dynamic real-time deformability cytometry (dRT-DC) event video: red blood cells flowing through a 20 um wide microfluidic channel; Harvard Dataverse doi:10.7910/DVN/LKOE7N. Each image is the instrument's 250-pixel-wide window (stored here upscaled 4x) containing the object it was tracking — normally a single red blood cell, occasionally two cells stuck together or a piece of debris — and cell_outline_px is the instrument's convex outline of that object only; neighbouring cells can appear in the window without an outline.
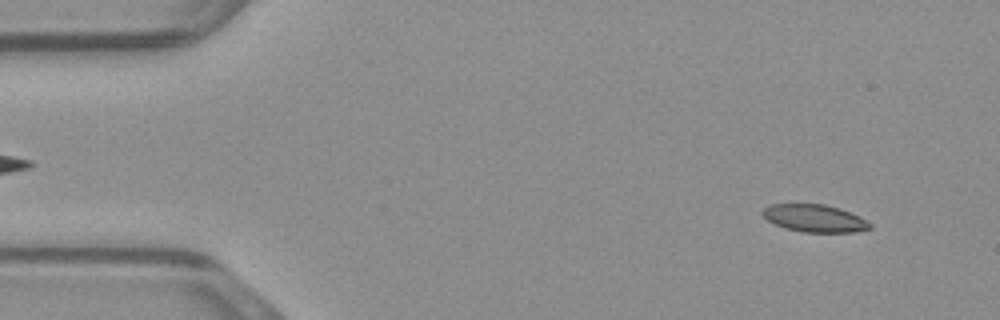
{"species": "common noctule bat (a hibernating species)", "species_latin": "Nyctalus noctula", "temperature_condition": "warm", "stored_images_in_passage": 48, "camera_frame_rate_fps": 3000, "um_per_image_px": 0.085, "animal": {"sex": "male", "body_mass_g": 23.1, "forearm_length_mm": 52.7}, "frame": {"image": 1, "passage_image": 4, "time_ms": 1.0, "image_size_px": [1000, 320], "cell_outline_px": [[872, 228], [856, 232], [804, 232], [784, 228], [768, 220], [760, 212], [764, 208], [772, 204], [824, 204], [840, 208], [860, 216], [872, 224]], "centroid_in_image_um": [69.27, 18.55], "position_along_channel_um": 15.7, "area_um2": 17.22}}
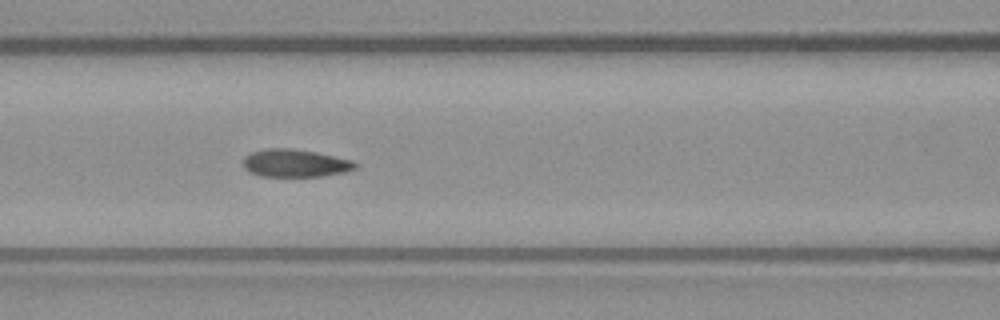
{"frame": {"image": 2, "passage_image": 20, "time_ms": 6.333, "image_size_px": [1000, 320], "cell_outline_px": [[356, 168], [344, 172], [320, 176], [260, 176], [248, 172], [244, 168], [244, 156], [252, 152], [264, 148], [292, 148], [316, 152], [352, 160], [356, 164]], "centroid_in_image_um": [25.04, 13.86], "position_along_channel_um": 141.6, "area_um2": 18.09}}
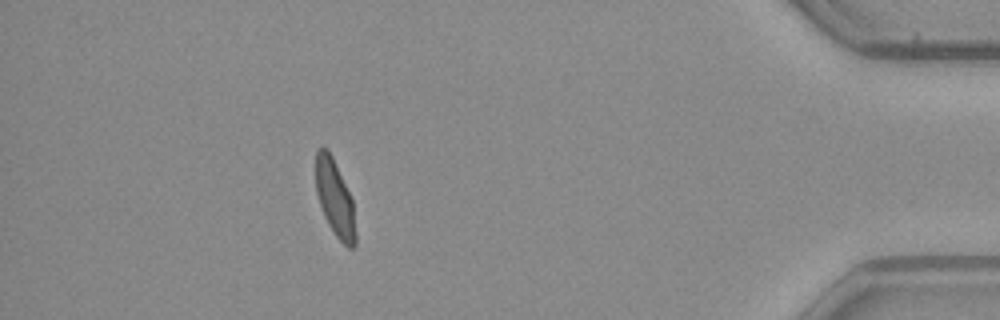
{"frame": {"image": 3, "passage_image": 43, "time_ms": 14.0, "image_size_px": [1000, 320], "cell_outline_px": [[356, 248], [348, 248], [336, 236], [328, 224], [324, 216], [316, 192], [316, 148], [324, 144], [328, 148], [332, 156], [352, 200], [356, 232]], "centroid_in_image_um": [28.46, 16.84], "position_along_channel_um": 406.7, "area_um2": 17.74}}